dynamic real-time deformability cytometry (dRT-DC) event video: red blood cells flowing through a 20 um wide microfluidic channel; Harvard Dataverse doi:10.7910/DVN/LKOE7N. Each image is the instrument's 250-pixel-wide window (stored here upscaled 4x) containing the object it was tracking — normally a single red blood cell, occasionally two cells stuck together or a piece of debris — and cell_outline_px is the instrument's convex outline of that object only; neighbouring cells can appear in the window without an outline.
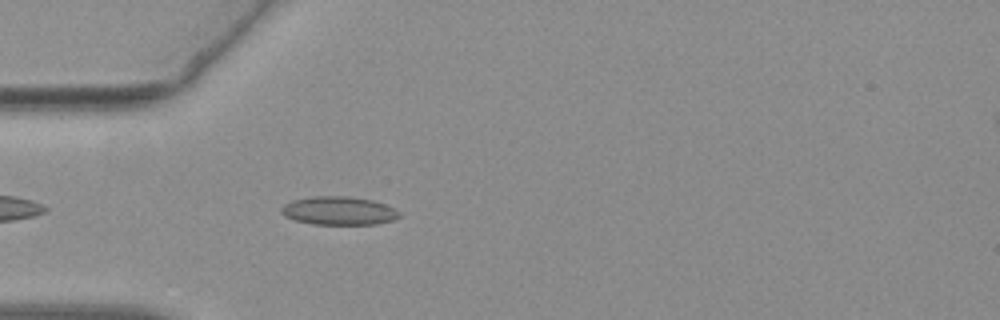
{"species": "common noctule bat (a hibernating species)", "species_latin": "Nyctalus noctula", "temperature_condition": "warm", "stored_images_in_passage": 42, "camera_frame_rate_fps": 3000, "um_per_image_px": 0.085, "animal": {"sex": "female", "body_mass_g": 19.3, "forearm_length_mm": 54.1}, "frame": {"image": 1, "passage_image": 6, "time_ms": 1.667, "image_size_px": [1000, 320], "cell_outline_px": [[400, 216], [392, 220], [376, 224], [312, 224], [296, 220], [284, 216], [280, 212], [280, 208], [284, 204], [292, 200], [312, 196], [348, 196], [372, 200], [384, 204], [400, 212]], "centroid_in_image_um": [28.76, 17.91], "position_along_channel_um": 56.2, "area_um2": 19.48}}
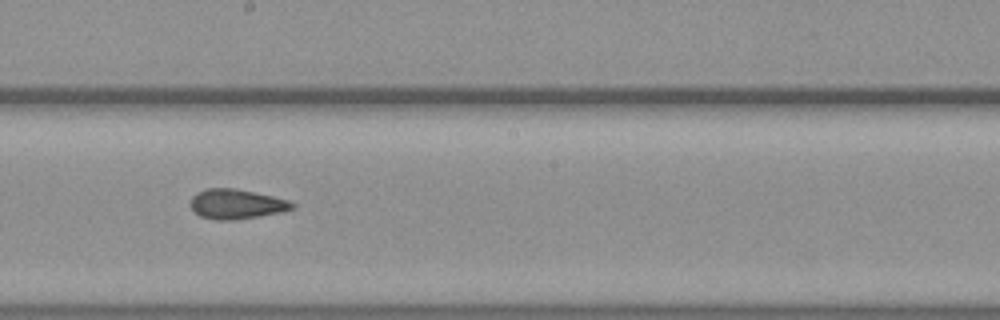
{"frame": {"image": 2, "passage_image": 20, "time_ms": 6.333, "image_size_px": [1000, 320], "cell_outline_px": [[296, 204], [292, 208], [284, 212], [232, 220], [216, 220], [200, 216], [192, 212], [192, 196], [196, 192], [208, 188], [236, 188], [272, 196], [288, 200]], "centroid_in_image_um": [20.09, 17.34], "position_along_channel_um": 228.1, "area_um2": 17.63}}
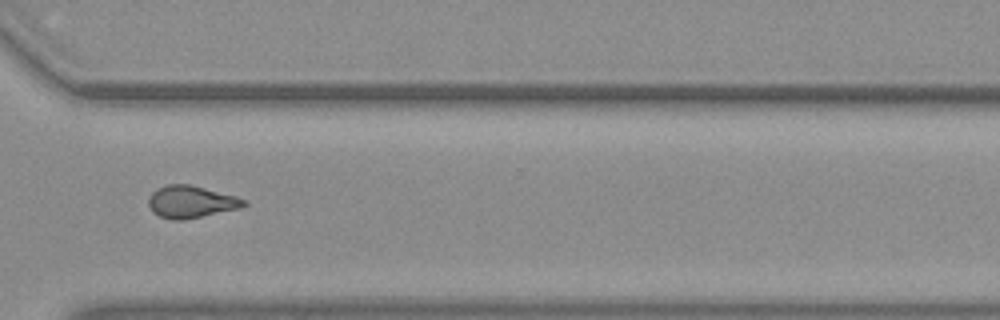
{"frame": {"image": 3, "passage_image": 30, "time_ms": 9.667, "image_size_px": [1000, 320], "cell_outline_px": [[248, 204], [240, 208], [184, 220], [172, 220], [160, 216], [152, 212], [148, 204], [148, 200], [152, 192], [156, 188], [168, 184], [188, 184], [236, 196], [244, 200]], "centroid_in_image_um": [16.21, 17.16], "position_along_channel_um": 354.4, "area_um2": 17.8}, "authors_computed_cell_mechanics": {"area_um2": 17.7157, "velocity_mm_per_s": 3.7924, "shape_relaxation_time_tau1_ms": null, "shape_relaxation_time_tau2_ms": 2.1256, "deformation_change_tau1": null, "deformation_change_tau2": 0.0944}}